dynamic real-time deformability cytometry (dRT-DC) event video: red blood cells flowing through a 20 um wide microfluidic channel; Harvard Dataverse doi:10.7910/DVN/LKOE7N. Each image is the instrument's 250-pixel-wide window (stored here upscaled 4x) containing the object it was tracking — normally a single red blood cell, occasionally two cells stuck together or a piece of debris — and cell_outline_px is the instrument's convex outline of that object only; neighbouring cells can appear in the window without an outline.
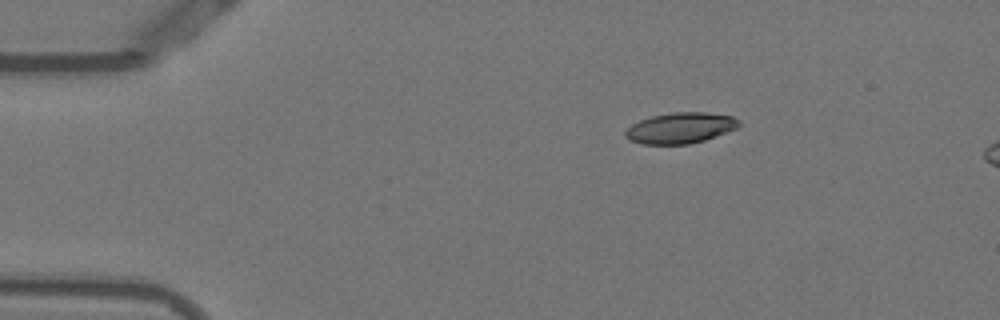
{"species": "Egyptian fruit bat (a non-hibernating species)", "species_latin": "Rousettus aegyptiacus", "temperature_condition": "warm", "stored_images_in_passage": 6, "camera_frame_rate_fps": 3000, "um_per_image_px": 0.085, "animal": {"sex": "female"}, "frame": {"image": 1, "passage_image": 1, "time_ms": 0.0, "image_size_px": [1000, 320], "cell_outline_px": [[740, 124], [736, 128], [704, 140], [688, 144], [644, 144], [632, 140], [624, 136], [624, 132], [632, 124], [640, 120], [652, 116], [672, 112], [704, 112], [732, 116], [740, 120]], "centroid_in_image_um": [57.83, 10.87], "position_along_channel_um": 27.2, "area_um2": 20.17}}